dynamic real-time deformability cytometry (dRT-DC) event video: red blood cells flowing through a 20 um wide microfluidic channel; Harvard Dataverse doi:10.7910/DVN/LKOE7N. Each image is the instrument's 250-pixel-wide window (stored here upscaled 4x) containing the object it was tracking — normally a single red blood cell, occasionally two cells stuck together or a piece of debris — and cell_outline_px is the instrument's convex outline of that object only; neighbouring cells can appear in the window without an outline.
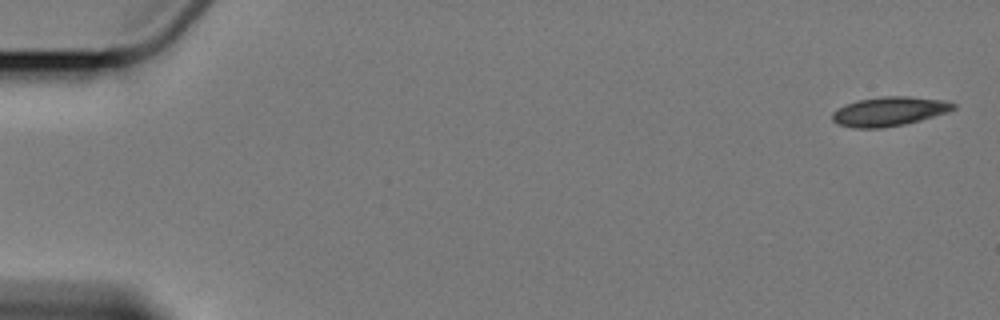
{"species": "Egyptian fruit bat (a non-hibernating species)", "species_latin": "Rousettus aegyptiacus", "temperature_condition": "cold", "stored_images_in_passage": 6, "segment_of_instrument_passage": [2, 2], "camera_frame_rate_fps": 3000, "um_per_image_px": 0.085, "animal": {"sex": "female"}, "frame": {"image": 1, "passage_image": 6, "time_ms": 6.0, "image_size_px": [1000, 320], "cell_outline_px": [[956, 108], [948, 112], [920, 120], [904, 124], [880, 128], [852, 128], [836, 124], [832, 120], [832, 112], [836, 108], [844, 104], [856, 100], [880, 96], [908, 96], [944, 100], [956, 104]], "centroid_in_image_um": [75.53, 9.46], "position_along_channel_um": 9.5, "area_um2": 20.87}}